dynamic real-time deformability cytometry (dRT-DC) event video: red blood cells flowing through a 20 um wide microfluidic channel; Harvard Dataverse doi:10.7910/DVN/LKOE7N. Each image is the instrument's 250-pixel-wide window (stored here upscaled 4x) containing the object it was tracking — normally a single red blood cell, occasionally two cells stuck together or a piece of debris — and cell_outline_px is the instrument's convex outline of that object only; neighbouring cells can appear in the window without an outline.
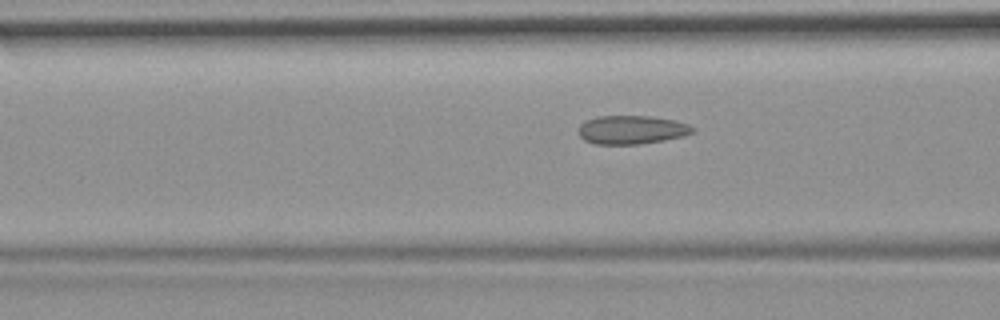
{"species": "common noctule bat (a hibernating species)", "species_latin": "Nyctalus noctula", "temperature_condition": "room temperature", "stored_images_in_passage": 13, "camera_frame_rate_fps": 3000, "um_per_image_px": 0.085, "animal": {"sex": "female", "body_mass_g": 19.9}, "frame": {"image": 1, "passage_image": 10, "time_ms": 3.0, "image_size_px": [1000, 320], "cell_outline_px": [[696, 128], [692, 132], [684, 136], [664, 140], [640, 144], [596, 144], [584, 140], [576, 132], [576, 128], [584, 120], [596, 116], [648, 116], [676, 120], [688, 124]], "centroid_in_image_um": [53.64, 11.02], "position_along_channel_um": 113.0, "area_um2": 19.31}}